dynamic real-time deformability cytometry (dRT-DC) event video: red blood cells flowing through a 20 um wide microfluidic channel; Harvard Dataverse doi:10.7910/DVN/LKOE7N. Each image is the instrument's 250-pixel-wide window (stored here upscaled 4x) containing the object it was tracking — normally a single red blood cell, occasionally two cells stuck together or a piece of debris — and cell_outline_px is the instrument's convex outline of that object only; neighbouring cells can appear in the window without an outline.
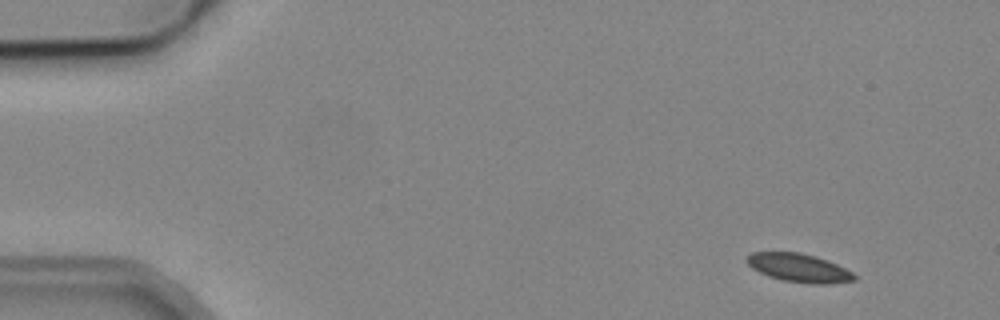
{"species": "common noctule bat (a hibernating species)", "species_latin": "Nyctalus noctula", "temperature_condition": "cold", "stored_images_in_passage": 4, "camera_frame_rate_fps": 3000, "um_per_image_px": 0.085, "animal": {"sex": "male", "body_mass_g": 19.2, "forearm_length_mm": 51.8}, "frame": {"image": 1, "passage_image": 1, "time_ms": 0.0, "image_size_px": [1000, 320], "cell_outline_px": [[856, 280], [828, 284], [812, 284], [784, 280], [768, 276], [752, 268], [748, 264], [748, 256], [752, 252], [800, 252], [816, 256], [836, 264], [852, 272], [856, 276]], "centroid_in_image_um": [67.93, 22.77], "position_along_channel_um": 17.1, "area_um2": 17.63}}
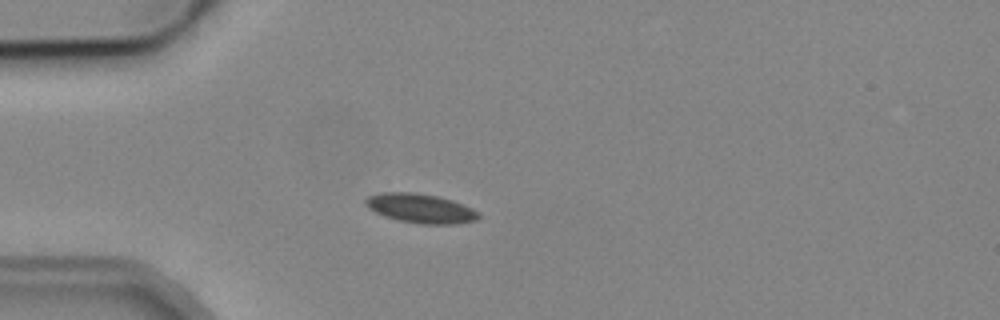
{"frame": {"image": 2, "passage_image": 4, "time_ms": 3.333, "image_size_px": [1000, 320], "cell_outline_px": [[480, 216], [476, 220], [456, 224], [420, 224], [400, 220], [384, 216], [368, 208], [364, 204], [364, 200], [368, 196], [380, 192], [412, 192], [436, 196], [452, 200], [472, 208], [480, 212]], "centroid_in_image_um": [35.74, 17.71], "position_along_channel_um": 49.3, "area_um2": 19.31}}